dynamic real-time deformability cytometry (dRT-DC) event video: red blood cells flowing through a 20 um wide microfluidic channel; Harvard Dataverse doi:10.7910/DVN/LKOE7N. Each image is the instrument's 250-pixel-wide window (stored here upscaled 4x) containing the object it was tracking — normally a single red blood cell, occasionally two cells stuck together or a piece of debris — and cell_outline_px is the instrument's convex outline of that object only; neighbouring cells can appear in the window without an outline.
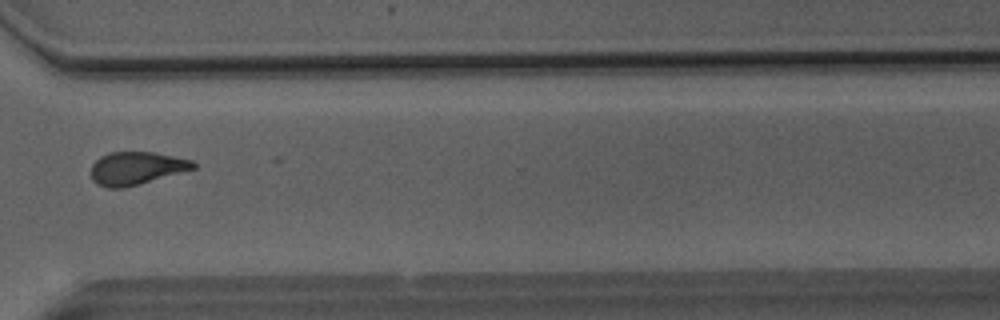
{"species": "Egyptian fruit bat (a non-hibernating species)", "species_latin": "Rousettus aegyptiacus", "temperature_condition": "room temperature", "stored_images_in_passage": 45, "camera_frame_rate_fps": 3000, "um_per_image_px": 0.085, "animal": {"sex": "male"}, "frame": {"image": 1, "passage_image": 38, "time_ms": 12.333, "image_size_px": [1000, 320], "cell_outline_px": [[196, 168], [124, 188], [108, 188], [96, 184], [92, 180], [92, 164], [100, 156], [108, 152], [152, 152], [192, 160], [196, 164]], "centroid_in_image_um": [11.56, 14.3], "position_along_channel_um": 359.0, "area_um2": 19.48}, "authors_computed_cell_mechanics": {"area_um2": 20.23, "velocity_mm_per_s": 4.1183, "shape_relaxation_time_tau1_ms": null, "shape_relaxation_time_tau2_ms": 2.3825, "deformation_change_tau1": null, "deformation_change_tau2": 0.1025}}